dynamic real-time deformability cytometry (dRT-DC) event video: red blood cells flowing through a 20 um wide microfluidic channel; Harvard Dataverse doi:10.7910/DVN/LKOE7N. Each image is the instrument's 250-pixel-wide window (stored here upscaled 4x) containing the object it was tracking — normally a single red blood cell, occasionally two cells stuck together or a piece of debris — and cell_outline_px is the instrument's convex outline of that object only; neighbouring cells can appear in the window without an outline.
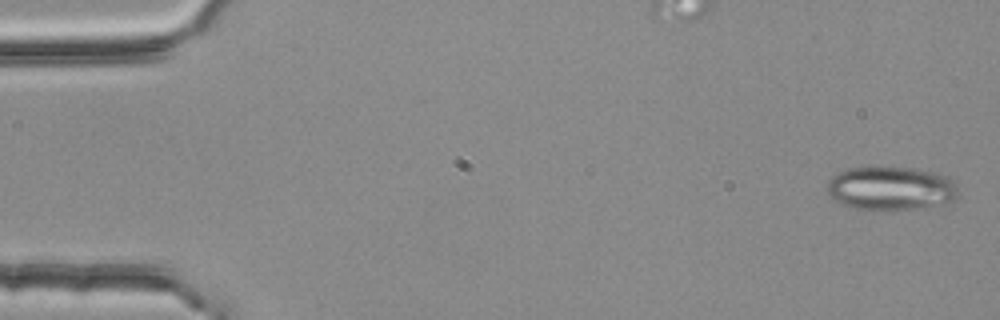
{"species": "common noctule bat (a hibernating species)", "species_latin": "Nyctalus noctula", "temperature_condition": "room temperature", "stored_images_in_passage": 4, "camera_frame_rate_fps": 3000, "um_per_image_px": 0.085, "animal": {"sex": "female", "body_mass_g": 25.1}, "frame": {"image": 1, "passage_image": 1, "time_ms": 0.0, "image_size_px": [1000, 320], "cell_outline_px": [[956, 196], [948, 204], [924, 208], [892, 212], [876, 212], [848, 208], [832, 200], [828, 196], [828, 180], [836, 172], [848, 168], [908, 168], [936, 172], [948, 176], [956, 184]], "centroid_in_image_um": [75.68, 16.08], "position_along_channel_um": 9.3, "area_um2": 34.51}}